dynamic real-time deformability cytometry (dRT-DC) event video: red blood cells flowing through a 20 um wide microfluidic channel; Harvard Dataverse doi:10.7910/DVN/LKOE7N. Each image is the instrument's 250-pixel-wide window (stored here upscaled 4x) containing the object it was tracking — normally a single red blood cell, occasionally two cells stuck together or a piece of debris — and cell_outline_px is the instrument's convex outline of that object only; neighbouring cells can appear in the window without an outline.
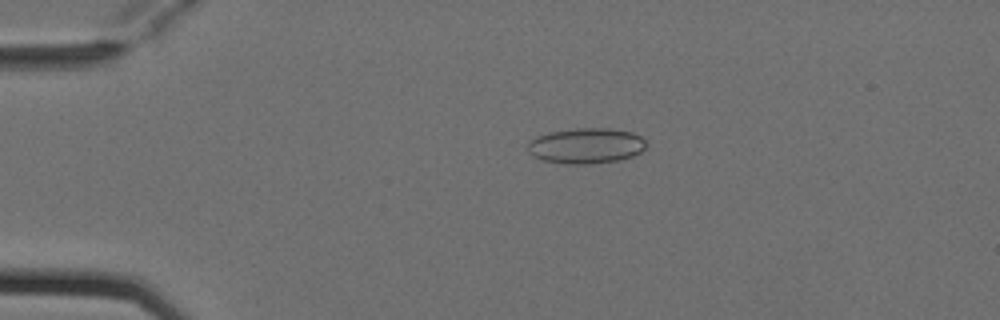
{"species": "Egyptian fruit bat (a non-hibernating species)", "species_latin": "Rousettus aegyptiacus", "temperature_condition": "cold", "stored_images_in_passage": 7, "camera_frame_rate_fps": 3000, "um_per_image_px": 0.085, "animal": {"sex": "female"}, "frame": {"image": 1, "passage_image": 3, "time_ms": 0.667, "image_size_px": [1000, 320], "cell_outline_px": [[644, 148], [640, 152], [632, 156], [620, 160], [588, 164], [564, 164], [540, 160], [532, 156], [528, 152], [528, 144], [536, 136], [548, 132], [576, 128], [608, 128], [632, 132], [640, 136], [644, 140]], "centroid_in_image_um": [49.77, 12.39], "position_along_channel_um": 35.2, "area_um2": 24.62}}
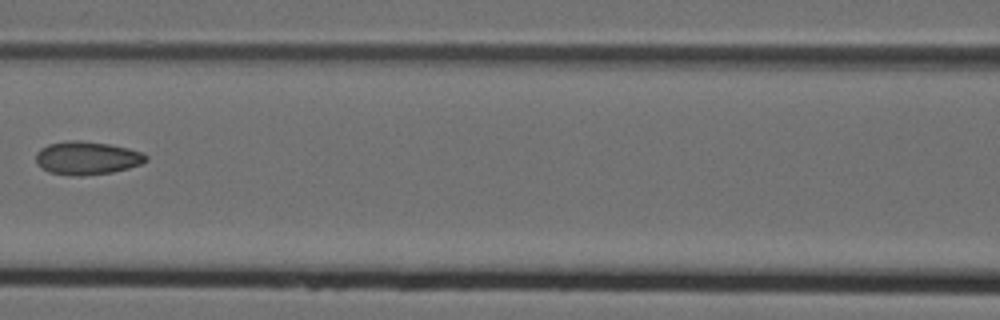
{"frame": {"image": 2, "passage_image": 6, "time_ms": 1.667, "image_size_px": [1000, 320], "cell_outline_px": [[148, 160], [140, 164], [128, 168], [112, 172], [80, 176], [72, 176], [48, 172], [36, 164], [36, 152], [40, 148], [48, 144], [64, 140], [80, 140], [108, 144], [128, 148], [140, 152], [148, 156]], "centroid_in_image_um": [7.35, 13.43], "position_along_channel_um": 159.3, "area_um2": 21.44}}
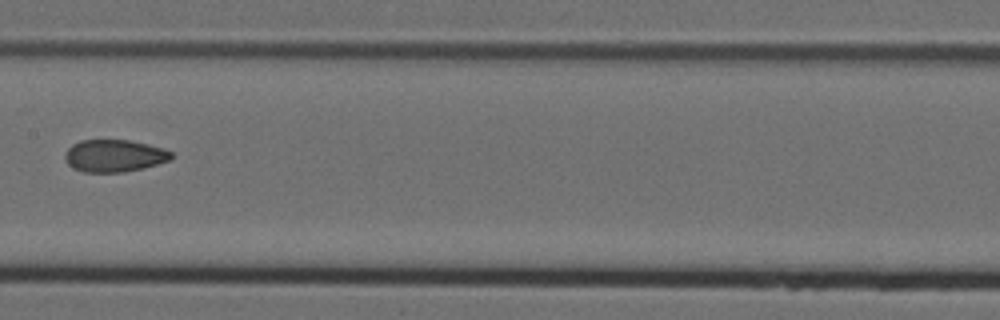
{"frame": {"image": 3, "passage_image": 7, "time_ms": 2.0, "image_size_px": [1000, 320], "cell_outline_px": [[172, 160], [144, 168], [124, 172], [84, 172], [68, 164], [64, 160], [64, 152], [72, 144], [80, 140], [128, 140], [148, 144], [164, 148], [172, 152]], "centroid_in_image_um": [9.72, 13.24], "position_along_channel_um": 197.7, "area_um2": 20.17}}